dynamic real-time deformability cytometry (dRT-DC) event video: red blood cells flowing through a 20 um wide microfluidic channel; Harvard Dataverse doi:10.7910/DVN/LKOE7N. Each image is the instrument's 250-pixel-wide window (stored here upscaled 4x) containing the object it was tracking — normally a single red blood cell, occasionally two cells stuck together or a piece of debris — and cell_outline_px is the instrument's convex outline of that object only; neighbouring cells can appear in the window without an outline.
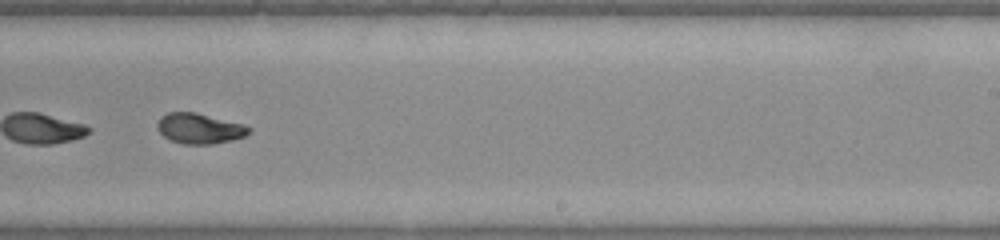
{"species": "common noctule bat (a hibernating species)", "species_latin": "Nyctalus noctula", "temperature_condition": "warm", "stored_images_in_passage": 36, "camera_frame_rate_fps": 3000, "um_per_image_px": 0.085, "animal": {"sex": "female", "body_mass_g": 22.0, "forearm_length_mm": 56.7}, "frame": {"image": 1, "passage_image": 31, "time_ms": 10.0, "image_size_px": [1000, 240], "cell_outline_px": [[252, 132], [244, 136], [232, 140], [212, 144], [184, 144], [172, 140], [164, 136], [156, 128], [156, 124], [160, 116], [168, 112], [196, 112], [244, 124], [252, 128]], "centroid_in_image_um": [16.97, 10.91], "position_along_channel_um": 272.0, "area_um2": 16.36}}